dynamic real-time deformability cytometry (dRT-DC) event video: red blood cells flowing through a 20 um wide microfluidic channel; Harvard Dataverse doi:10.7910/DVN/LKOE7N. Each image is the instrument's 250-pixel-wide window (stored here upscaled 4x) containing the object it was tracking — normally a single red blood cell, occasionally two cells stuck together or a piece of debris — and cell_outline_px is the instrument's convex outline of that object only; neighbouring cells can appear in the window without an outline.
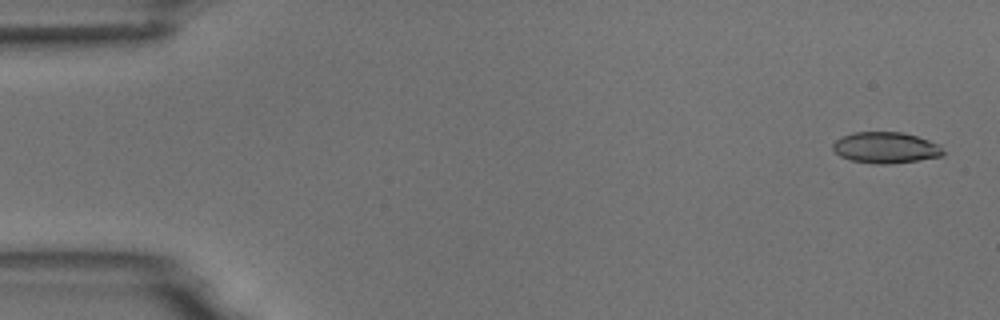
{"species": "common noctule bat (a hibernating species)", "species_latin": "Nyctalus noctula", "temperature_condition": "room temperature", "stored_images_in_passage": 54, "camera_frame_rate_fps": 3000, "um_per_image_px": 0.085, "animal": {"sex": "male", "body_mass_g": 18.8}, "frame": {"image": 1, "passage_image": 2, "time_ms": 0.333, "image_size_px": [1000, 320], "cell_outline_px": [[948, 152], [944, 156], [920, 160], [888, 164], [876, 164], [852, 160], [840, 156], [832, 148], [832, 144], [836, 140], [852, 132], [904, 132], [940, 144]], "centroid_in_image_um": [75.36, 12.55], "position_along_channel_um": 9.6, "area_um2": 20.23}}
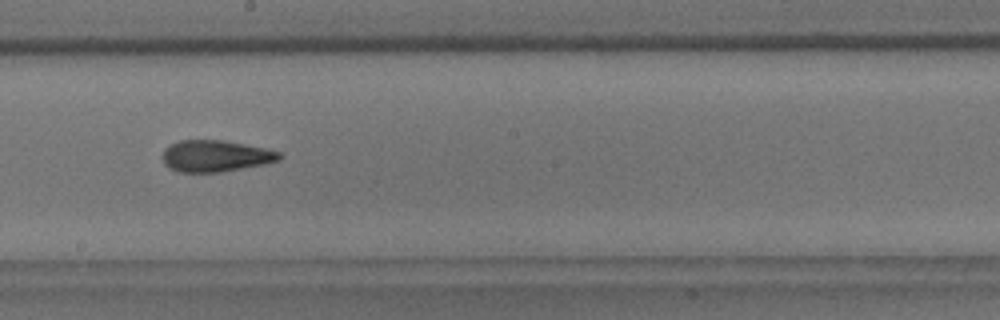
{"frame": {"image": 2, "passage_image": 30, "time_ms": 9.667, "image_size_px": [1000, 320], "cell_outline_px": [[284, 156], [280, 160], [264, 164], [220, 172], [180, 172], [168, 168], [164, 164], [164, 148], [180, 140], [224, 140], [264, 148], [280, 152]], "centroid_in_image_um": [18.33, 13.26], "position_along_channel_um": 229.9, "area_um2": 21.39}}
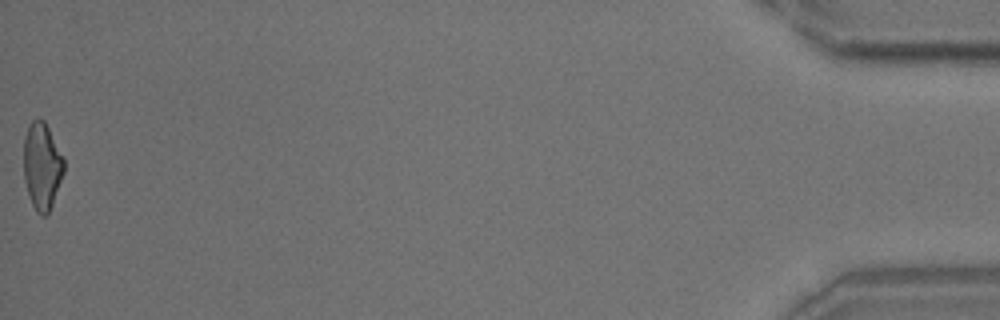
{"frame": {"image": 3, "passage_image": 54, "time_ms": 17.667, "image_size_px": [1000, 320], "cell_outline_px": [[64, 172], [52, 204], [48, 212], [44, 216], [40, 216], [36, 212], [32, 204], [24, 180], [24, 136], [32, 120], [36, 116], [44, 120], [64, 160]], "centroid_in_image_um": [3.55, 14.1], "position_along_channel_um": 431.6, "area_um2": 20.17}, "authors_computed_cell_mechanics": {"area_um2": 21.0103, "velocity_mm_per_s": 3.7513, "shape_relaxation_time_tau1_ms": 5.2123, "shape_relaxation_time_tau2_ms": 2.2661, "deformation_change_tau1": 0.1509, "deformation_change_tau2": 0.1009}}